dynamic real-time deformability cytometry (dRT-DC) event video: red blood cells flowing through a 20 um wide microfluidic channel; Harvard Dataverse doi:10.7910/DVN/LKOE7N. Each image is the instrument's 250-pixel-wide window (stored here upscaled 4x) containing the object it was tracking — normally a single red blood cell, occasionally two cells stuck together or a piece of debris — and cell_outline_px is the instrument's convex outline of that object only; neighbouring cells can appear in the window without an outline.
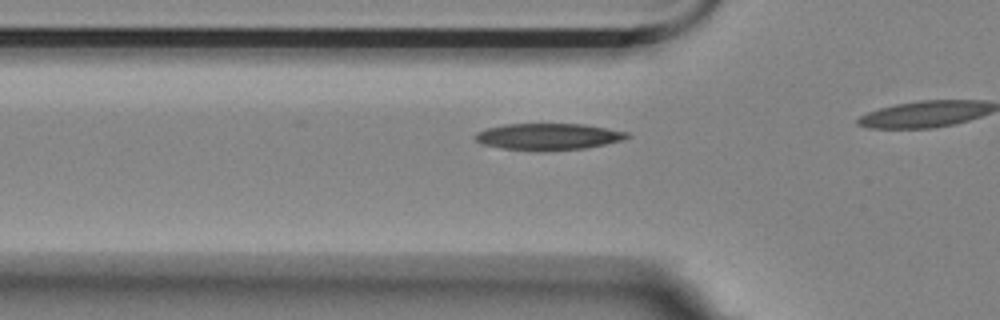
{"species": "Egyptian fruit bat (a non-hibernating species)", "species_latin": "Rousettus aegyptiacus", "temperature_condition": "room temperature", "stored_images_in_passage": 13, "camera_frame_rate_fps": 3000, "um_per_image_px": 0.085, "animal": {"sex": "female"}, "frame": {"image": 1, "passage_image": 8, "time_ms": 2.333, "image_size_px": [1000, 320], "cell_outline_px": [[632, 136], [624, 140], [584, 148], [504, 148], [484, 144], [476, 140], [472, 136], [476, 132], [488, 128], [504, 124], [584, 124], [608, 128], [628, 132]], "centroid_in_image_um": [46.65, 11.56], "position_along_channel_um": 79.1, "area_um2": 22.54}}
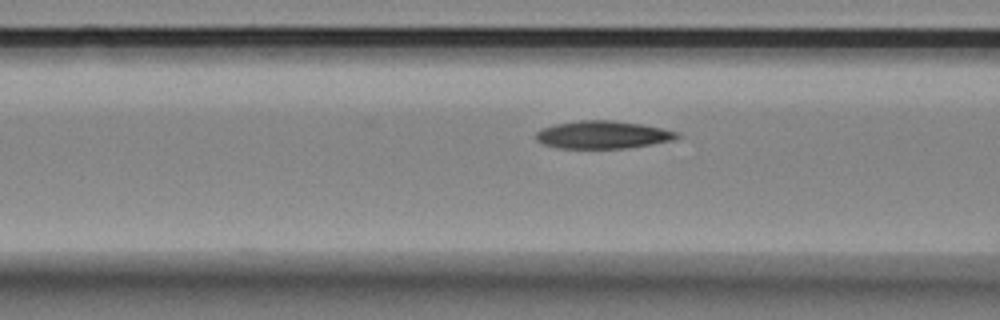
{"frame": {"image": 2, "passage_image": 11, "time_ms": 3.333, "image_size_px": [1000, 320], "cell_outline_px": [[680, 136], [672, 140], [652, 144], [628, 148], [556, 148], [544, 144], [536, 140], [536, 132], [540, 128], [556, 124], [580, 120], [612, 120], [640, 124], [680, 132]], "centroid_in_image_um": [51.21, 11.45], "position_along_channel_um": 115.4, "area_um2": 22.77}}